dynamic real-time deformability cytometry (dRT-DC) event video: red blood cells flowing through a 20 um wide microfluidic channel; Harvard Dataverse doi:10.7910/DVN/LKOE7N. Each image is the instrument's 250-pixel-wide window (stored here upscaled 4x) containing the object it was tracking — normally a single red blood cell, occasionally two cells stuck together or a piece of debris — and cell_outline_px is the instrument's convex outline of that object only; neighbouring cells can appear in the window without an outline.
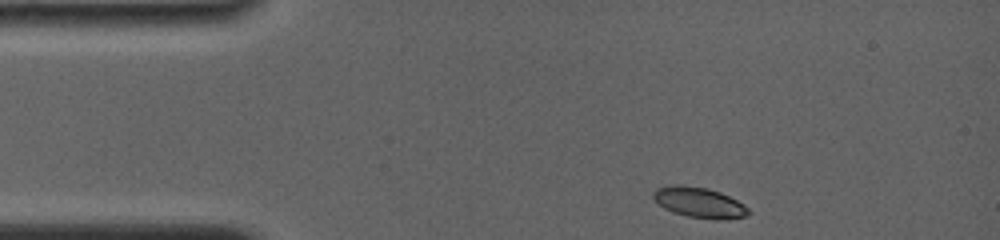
{"species": "common noctule bat (a hibernating species)", "species_latin": "Nyctalus noctula", "temperature_condition": "room temperature", "stored_images_in_passage": 62, "camera_frame_rate_fps": 4000, "um_per_image_px": 0.085, "animal": {"sex": "female", "body_mass_g": 19.0, "forearm_length_mm": 56.7}, "frame": {"image": 1, "passage_image": 1, "time_ms": 0.0, "image_size_px": [1000, 240], "cell_outline_px": [[752, 212], [744, 216], [688, 216], [664, 208], [652, 196], [652, 192], [656, 188], [672, 184], [684, 184], [708, 188], [720, 192], [744, 204]], "centroid_in_image_um": [59.35, 17.12], "position_along_channel_um": 25.6, "area_um2": 16.01}}
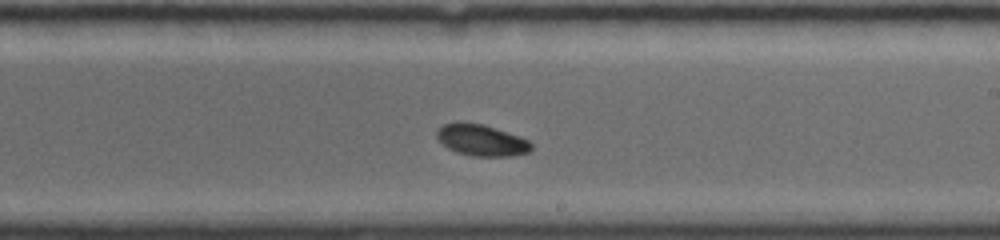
{"frame": {"image": 2, "passage_image": 34, "time_ms": 7.25, "image_size_px": [1000, 240], "cell_outline_px": [[532, 148], [528, 152], [512, 156], [472, 156], [456, 152], [448, 148], [436, 136], [436, 132], [444, 124], [456, 120], [484, 124], [520, 136], [528, 140], [532, 144]], "centroid_in_image_um": [40.92, 11.89], "position_along_channel_um": 248.1, "area_um2": 17.46}}
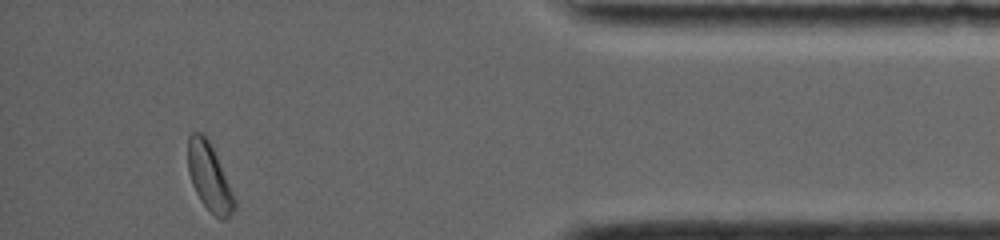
{"frame": {"image": 3, "passage_image": 61, "time_ms": 12.5, "image_size_px": [1000, 240], "cell_outline_px": [[236, 208], [228, 220], [220, 220], [200, 200], [192, 184], [188, 172], [188, 136], [192, 132], [200, 132], [208, 140], [216, 156], [236, 200]], "centroid_in_image_um": [17.79, 15.1], "position_along_channel_um": 417.4, "area_um2": 18.03}, "authors_computed_cell_mechanics": {"area_um2": 17.2822, "velocity_mm_per_s": 3.8283, "shape_relaxation_time_tau1_ms": 2.6015, "shape_relaxation_time_tau2_ms": null, "deformation_change_tau1": 0.1019, "deformation_change_tau2": null}}